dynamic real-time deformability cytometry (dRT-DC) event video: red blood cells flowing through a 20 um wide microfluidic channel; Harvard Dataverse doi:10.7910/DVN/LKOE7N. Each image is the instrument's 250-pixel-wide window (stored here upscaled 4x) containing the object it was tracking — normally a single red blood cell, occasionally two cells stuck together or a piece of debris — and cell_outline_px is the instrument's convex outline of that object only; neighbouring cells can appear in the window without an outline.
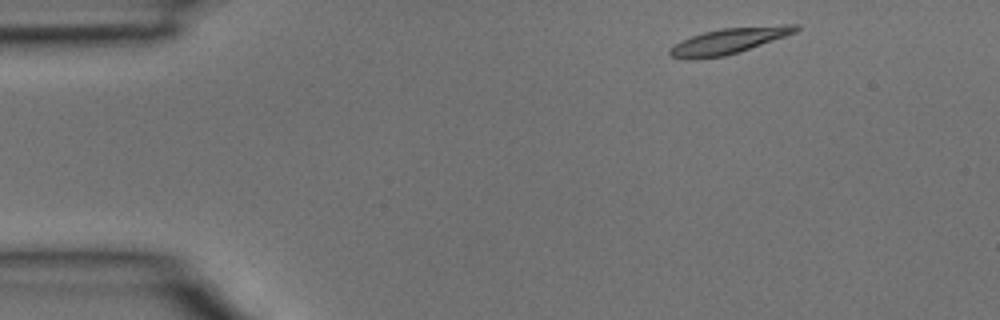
{"species": "common noctule bat (a hibernating species)", "species_latin": "Nyctalus noctula", "temperature_condition": "room temperature", "stored_images_in_passage": 35, "camera_frame_rate_fps": 3000, "um_per_image_px": 0.085, "animal": {"sex": "male", "body_mass_g": 15.6}, "frame": {"image": 1, "passage_image": 1, "time_ms": 0.0, "image_size_px": [1000, 320], "cell_outline_px": [[800, 28], [796, 32], [740, 52], [724, 56], [696, 60], [688, 60], [668, 56], [668, 52], [676, 44], [692, 36], [704, 32], [720, 28], [784, 24], [800, 24]], "centroid_in_image_um": [61.97, 3.48], "position_along_channel_um": 23.0, "area_um2": 19.07}}
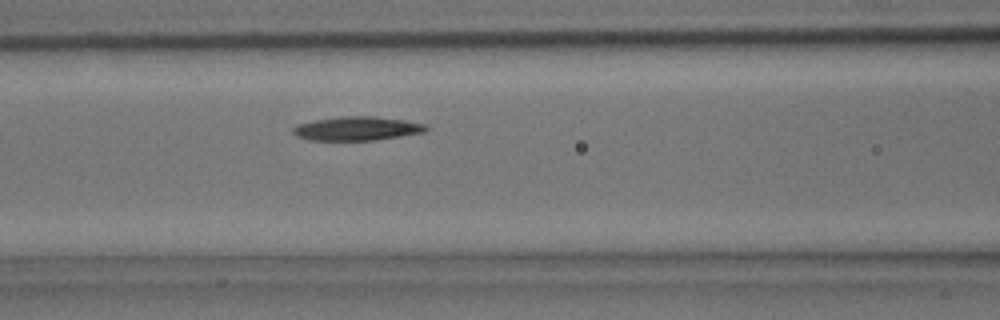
{"frame": {"image": 2, "passage_image": 12, "time_ms": 3.667, "image_size_px": [1000, 320], "cell_outline_px": [[428, 128], [424, 132], [376, 140], [312, 140], [296, 136], [292, 132], [292, 128], [296, 124], [316, 120], [340, 116], [376, 116], [424, 124]], "centroid_in_image_um": [30.29, 10.92], "position_along_channel_um": 136.3, "area_um2": 18.32}}
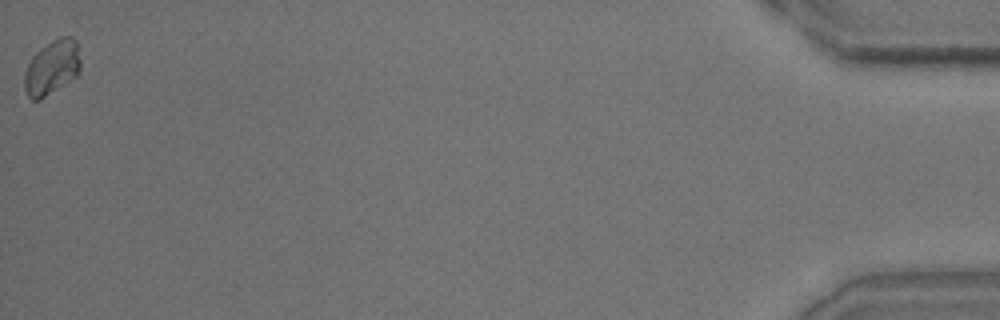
{"frame": {"image": 3, "passage_image": 35, "time_ms": 11.333, "image_size_px": [1000, 320], "cell_outline_px": [[80, 72], [76, 76], [40, 100], [32, 100], [28, 96], [24, 88], [24, 72], [32, 56], [40, 48], [52, 40], [60, 36], [72, 36], [76, 40], [80, 60]], "centroid_in_image_um": [4.41, 5.72], "position_along_channel_um": 430.8, "area_um2": 17.92}}